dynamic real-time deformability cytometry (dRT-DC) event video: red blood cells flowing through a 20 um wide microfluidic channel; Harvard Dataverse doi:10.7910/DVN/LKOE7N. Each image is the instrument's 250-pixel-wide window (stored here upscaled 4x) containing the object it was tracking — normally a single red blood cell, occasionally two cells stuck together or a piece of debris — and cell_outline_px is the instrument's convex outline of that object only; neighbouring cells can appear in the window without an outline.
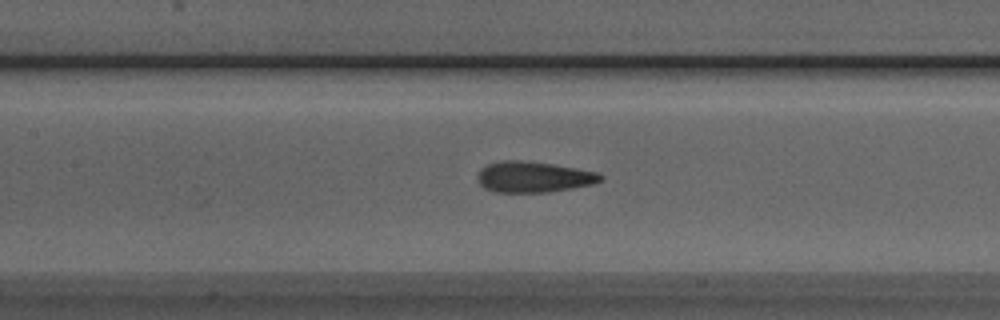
{"species": "Egyptian fruit bat (a non-hibernating species)", "species_latin": "Rousettus aegyptiacus", "temperature_condition": "room temperature", "stored_images_in_passage": 44, "camera_frame_rate_fps": 3000, "um_per_image_px": 0.085, "animal": {"sex": "male"}, "frame": {"image": 1, "passage_image": 14, "time_ms": 4.333, "image_size_px": [1000, 320], "cell_outline_px": [[604, 180], [592, 184], [572, 188], [548, 192], [496, 192], [484, 188], [476, 180], [476, 176], [480, 168], [488, 164], [504, 160], [520, 160], [552, 164], [600, 172], [604, 176]], "centroid_in_image_um": [45.35, 15.04], "position_along_channel_um": 162.0, "area_um2": 22.31}}
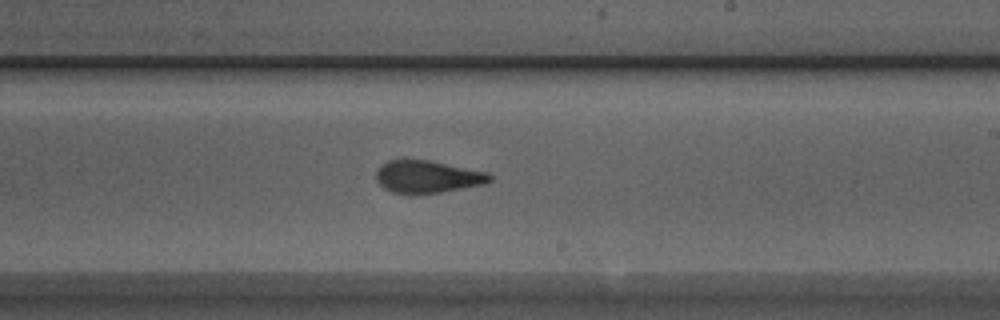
{"frame": {"image": 2, "passage_image": 21, "time_ms": 6.667, "image_size_px": [1000, 320], "cell_outline_px": [[492, 180], [488, 184], [440, 192], [412, 196], [408, 196], [392, 192], [384, 188], [376, 180], [376, 172], [388, 160], [428, 160], [488, 172], [492, 176]], "centroid_in_image_um": [36.36, 15.06], "position_along_channel_um": 252.6, "area_um2": 21.79}}
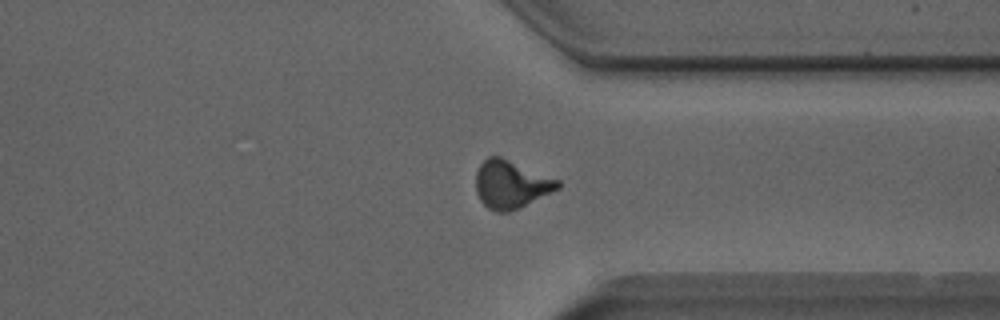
{"frame": {"image": 3, "passage_image": 30, "time_ms": 9.667, "image_size_px": [1000, 320], "cell_outline_px": [[560, 188], [520, 208], [508, 212], [496, 212], [488, 208], [480, 200], [476, 192], [476, 172], [480, 164], [488, 156], [500, 156], [560, 180]], "centroid_in_image_um": [43.43, 15.68], "position_along_channel_um": 368.0, "area_um2": 22.95}, "authors_computed_cell_mechanics": {"area_um2": 22.0218, "velocity_mm_per_s": 3.8978, "shape_relaxation_time_tau1_ms": 11.0949, "shape_relaxation_time_tau2_ms": 1.2488, "deformation_change_tau1": 0.2731, "deformation_change_tau2": 0.0811}}